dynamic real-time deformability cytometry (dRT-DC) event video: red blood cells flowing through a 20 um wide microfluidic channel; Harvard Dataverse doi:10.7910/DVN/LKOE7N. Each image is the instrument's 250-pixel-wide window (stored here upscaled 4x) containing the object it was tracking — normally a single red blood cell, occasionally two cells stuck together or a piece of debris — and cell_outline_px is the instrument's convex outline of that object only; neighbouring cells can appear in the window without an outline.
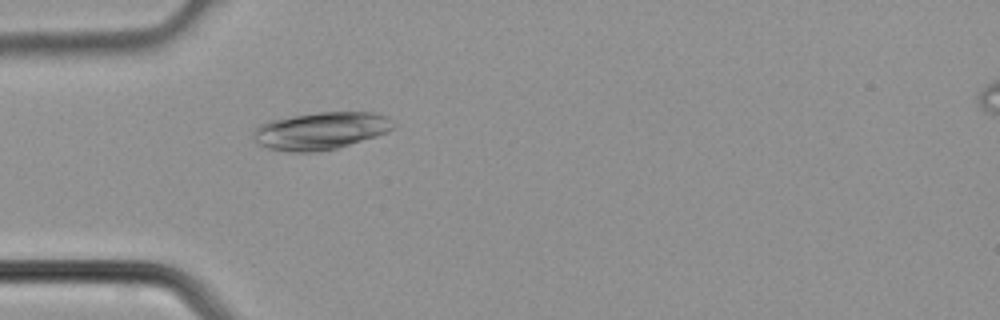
{"species": "common noctule bat (a hibernating species)", "species_latin": "Nyctalus noctula", "temperature_condition": "cold", "stored_images_in_passage": 1, "camera_frame_rate_fps": 3000, "um_per_image_px": 0.085, "animal": {"sex": "male", "body_mass_g": 21.5, "forearm_length_mm": 52.0}, "frame": {"image": 1, "passage_image": 1, "time_ms": 0.0, "image_size_px": [1000, 320], "cell_outline_px": [[392, 128], [376, 136], [336, 148], [316, 152], [288, 152], [268, 148], [260, 144], [252, 136], [252, 132], [260, 124], [268, 120], [316, 112], [372, 112], [388, 116]], "centroid_in_image_um": [27.19, 11.11], "position_along_channel_um": 57.8, "area_um2": 30.23}}